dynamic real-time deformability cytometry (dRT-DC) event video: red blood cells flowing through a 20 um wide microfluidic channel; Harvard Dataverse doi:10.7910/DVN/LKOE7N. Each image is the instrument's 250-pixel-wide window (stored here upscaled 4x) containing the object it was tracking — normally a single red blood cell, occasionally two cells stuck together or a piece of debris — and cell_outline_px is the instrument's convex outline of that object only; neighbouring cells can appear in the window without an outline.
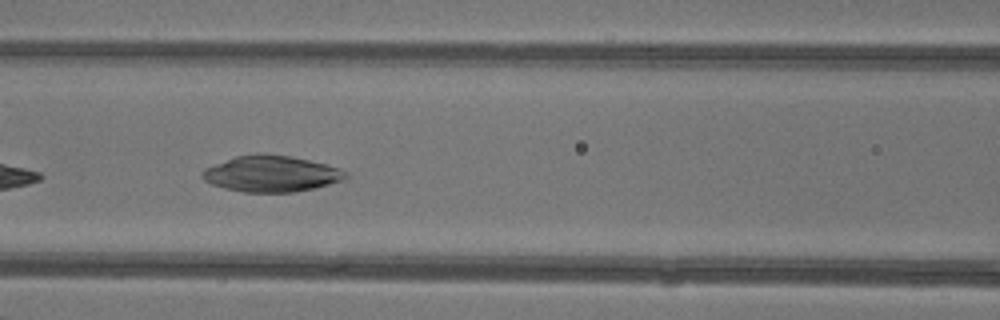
{"species": "common noctule bat (a hibernating species)", "species_latin": "Nyctalus noctula", "temperature_condition": "warm", "stored_images_in_passage": 12, "camera_frame_rate_fps": 3000, "um_per_image_px": 0.085, "animal": {"sex": "female"}, "frame": {"image": 1, "passage_image": 7, "time_ms": 2.0, "image_size_px": [1000, 320], "cell_outline_px": [[348, 176], [344, 180], [316, 188], [296, 192], [244, 192], [224, 188], [212, 184], [204, 180], [200, 176], [200, 172], [204, 168], [236, 156], [256, 152], [292, 156], [340, 168], [348, 172]], "centroid_in_image_um": [23.06, 14.76], "position_along_channel_um": 143.5, "area_um2": 30.52}}
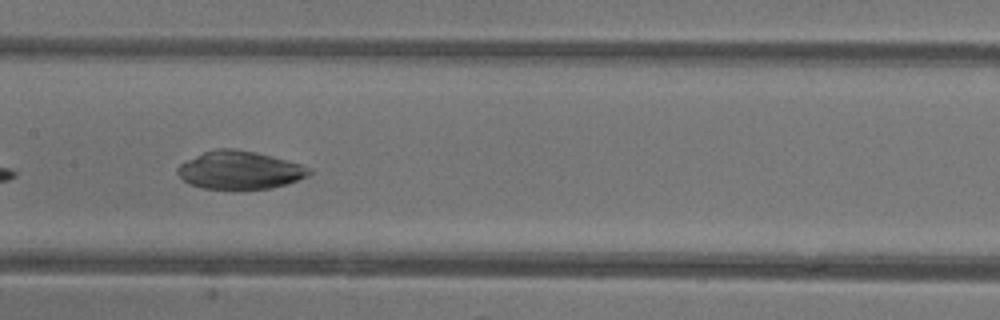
{"frame": {"image": 2, "passage_image": 10, "time_ms": 3.0, "image_size_px": [1000, 320], "cell_outline_px": [[312, 172], [308, 176], [288, 184], [272, 188], [204, 188], [188, 184], [176, 172], [176, 168], [180, 164], [204, 152], [216, 148], [232, 148], [256, 152], [272, 156], [300, 164], [312, 168]], "centroid_in_image_um": [20.4, 14.45], "position_along_channel_um": 187.0, "area_um2": 28.96}}